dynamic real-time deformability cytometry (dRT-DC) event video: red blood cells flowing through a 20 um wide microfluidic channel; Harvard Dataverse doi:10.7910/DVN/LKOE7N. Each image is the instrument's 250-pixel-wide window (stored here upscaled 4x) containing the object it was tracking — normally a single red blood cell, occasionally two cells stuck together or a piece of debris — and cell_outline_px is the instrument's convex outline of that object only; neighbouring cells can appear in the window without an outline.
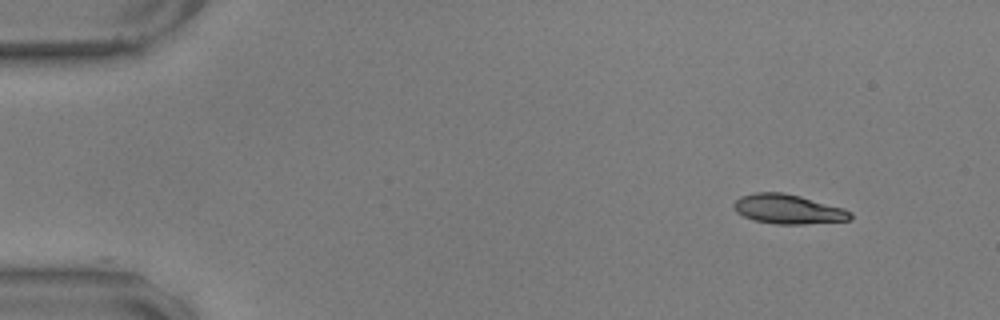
{"species": "common noctule bat (a hibernating species)", "species_latin": "Nyctalus noctula", "temperature_condition": "warm", "stored_images_in_passage": 52, "camera_frame_rate_fps": 3000, "um_per_image_px": 0.085, "animal": {"sex": "male", "body_mass_g": 17.9, "forearm_length_mm": 54.2}, "frame": {"image": 1, "passage_image": 1, "time_ms": 0.0, "image_size_px": [1000, 320], "cell_outline_px": [[852, 220], [804, 224], [776, 224], [752, 220], [736, 212], [732, 204], [740, 196], [756, 192], [784, 192], [800, 196], [844, 208], [852, 212]], "centroid_in_image_um": [66.99, 17.78], "position_along_channel_um": 18.0, "area_um2": 20.17}}
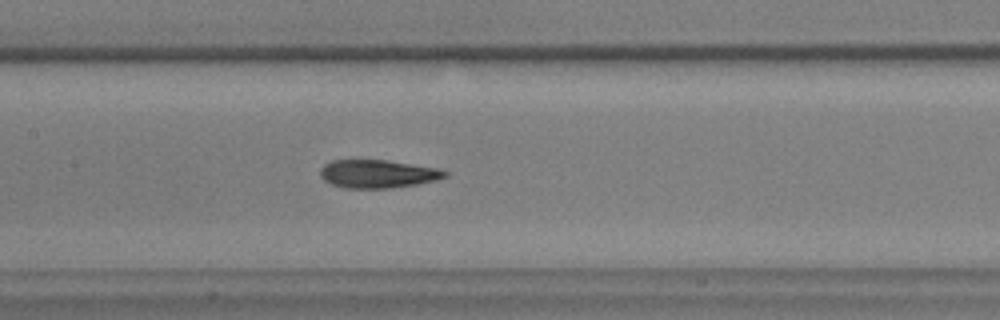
{"frame": {"image": 2, "passage_image": 23, "time_ms": 7.333, "image_size_px": [1000, 320], "cell_outline_px": [[448, 176], [436, 180], [416, 184], [392, 188], [344, 188], [332, 184], [324, 180], [320, 176], [320, 168], [324, 164], [332, 160], [384, 160], [436, 168], [448, 172]], "centroid_in_image_um": [32.07, 14.78], "position_along_channel_um": 175.3, "area_um2": 20.35}}
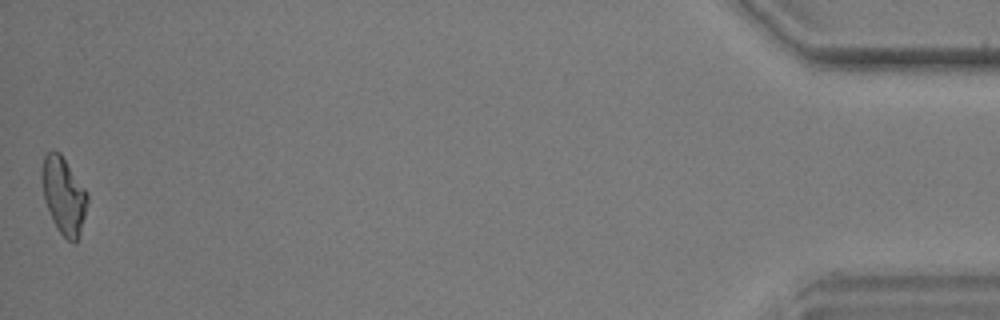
{"frame": {"image": 3, "passage_image": 52, "time_ms": 17.0, "image_size_px": [1000, 320], "cell_outline_px": [[88, 200], [80, 232], [76, 240], [72, 244], [60, 232], [52, 220], [44, 200], [40, 176], [40, 172], [44, 156], [48, 152], [60, 152], [88, 192]], "centroid_in_image_um": [5.39, 16.59], "position_along_channel_um": 429.8, "area_um2": 20.4}, "authors_computed_cell_mechanics": {"area_um2": 20.4323, "velocity_mm_per_s": 3.552, "shape_relaxation_time_tau1_ms": 6.0877, "shape_relaxation_time_tau2_ms": 2.5117, "deformation_change_tau1": 0.2193, "deformation_change_tau2": 0.0975}}